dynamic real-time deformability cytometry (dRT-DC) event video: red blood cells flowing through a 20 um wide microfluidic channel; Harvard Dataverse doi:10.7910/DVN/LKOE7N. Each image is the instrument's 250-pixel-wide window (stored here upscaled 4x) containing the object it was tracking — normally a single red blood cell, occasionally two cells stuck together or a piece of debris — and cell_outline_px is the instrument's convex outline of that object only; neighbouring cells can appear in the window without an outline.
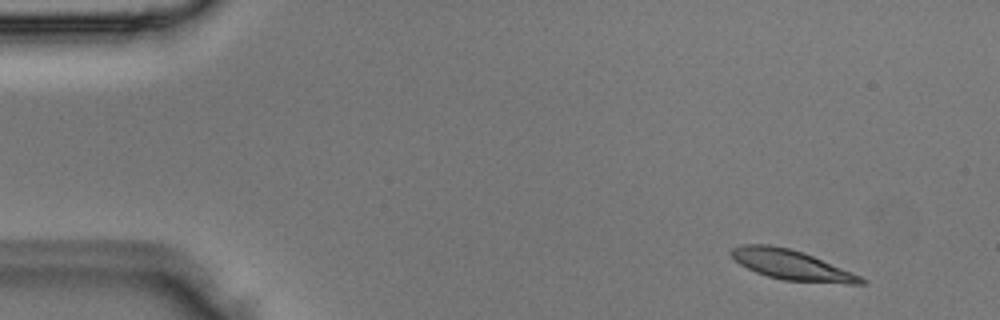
{"species": "Egyptian fruit bat (a non-hibernating species)", "species_latin": "Rousettus aegyptiacus", "temperature_condition": "room temperature", "stored_images_in_passage": 3, "camera_frame_rate_fps": 3000, "um_per_image_px": 0.085, "animal": {"sex": "male"}, "frame": {"image": 1, "passage_image": 1, "time_ms": 0.0, "image_size_px": [1000, 320], "cell_outline_px": [[868, 280], [864, 284], [848, 284], [784, 280], [768, 276], [756, 272], [740, 264], [728, 252], [732, 248], [744, 244], [768, 244], [788, 248], [812, 256], [852, 272]], "centroid_in_image_um": [67.28, 22.53], "position_along_channel_um": 17.7, "area_um2": 22.31}}